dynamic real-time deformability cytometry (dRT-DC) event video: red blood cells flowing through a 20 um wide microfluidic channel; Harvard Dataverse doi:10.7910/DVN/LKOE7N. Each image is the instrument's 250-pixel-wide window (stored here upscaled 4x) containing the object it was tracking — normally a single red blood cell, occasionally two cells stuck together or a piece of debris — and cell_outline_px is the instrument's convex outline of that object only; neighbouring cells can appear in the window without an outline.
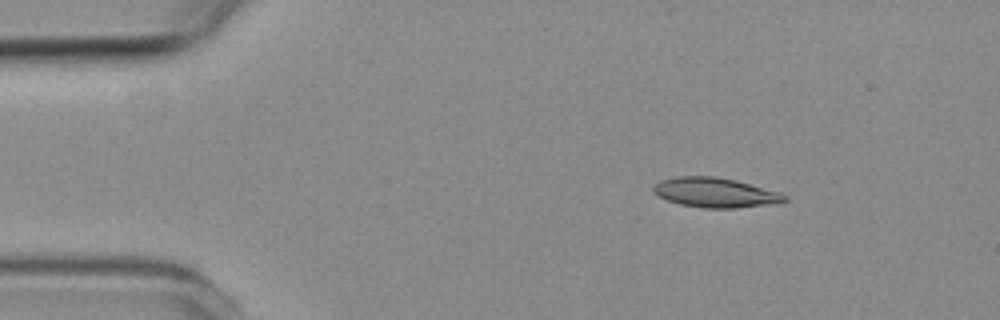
{"species": "common noctule bat (a hibernating species)", "species_latin": "Nyctalus noctula", "temperature_condition": "room temperature", "stored_images_in_passage": 7, "camera_frame_rate_fps": 3000, "um_per_image_px": 0.085, "animal": {"sex": "female", "body_mass_g": 19.3, "forearm_length_mm": 54.1}, "frame": {"image": 1, "passage_image": 1, "time_ms": 0.0, "image_size_px": [1000, 320], "cell_outline_px": [[788, 200], [780, 204], [736, 208], [704, 208], [680, 204], [668, 200], [652, 192], [652, 184], [660, 180], [676, 176], [716, 176], [736, 180], [780, 192], [788, 196]], "centroid_in_image_um": [60.83, 16.37], "position_along_channel_um": 24.2, "area_um2": 23.12}}
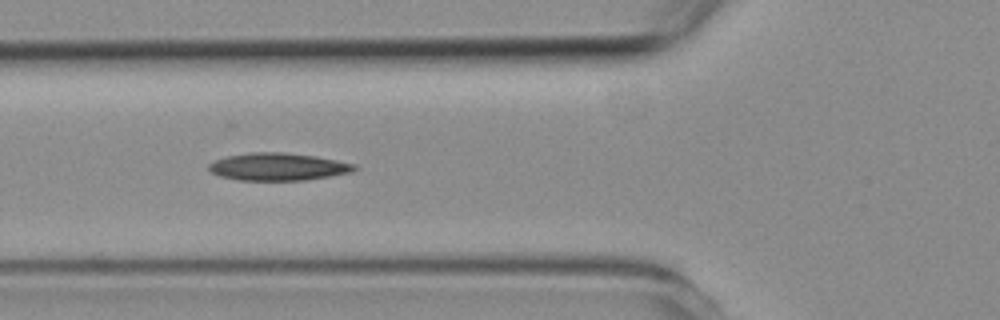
{"frame": {"image": 2, "passage_image": 4, "time_ms": 3.667, "image_size_px": [1000, 320], "cell_outline_px": [[360, 168], [352, 172], [304, 180], [240, 180], [220, 176], [212, 172], [208, 168], [208, 164], [216, 160], [228, 156], [252, 152], [284, 152], [316, 156], [356, 164]], "centroid_in_image_um": [23.67, 14.17], "position_along_channel_um": 102.1, "area_um2": 23.24}}
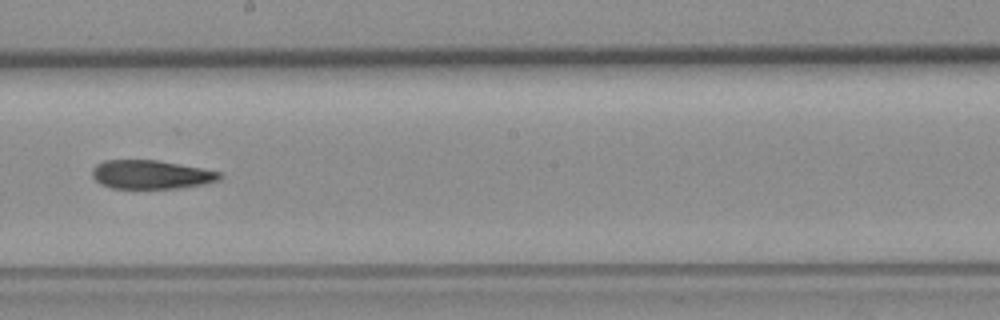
{"frame": {"image": 3, "passage_image": 7, "time_ms": 7.0, "image_size_px": [1000, 320], "cell_outline_px": [[224, 176], [220, 180], [204, 184], [180, 188], [112, 188], [100, 184], [92, 176], [92, 168], [96, 164], [104, 160], [156, 160], [200, 168], [220, 172]], "centroid_in_image_um": [12.83, 14.84], "position_along_channel_um": 235.4, "area_um2": 21.33}}